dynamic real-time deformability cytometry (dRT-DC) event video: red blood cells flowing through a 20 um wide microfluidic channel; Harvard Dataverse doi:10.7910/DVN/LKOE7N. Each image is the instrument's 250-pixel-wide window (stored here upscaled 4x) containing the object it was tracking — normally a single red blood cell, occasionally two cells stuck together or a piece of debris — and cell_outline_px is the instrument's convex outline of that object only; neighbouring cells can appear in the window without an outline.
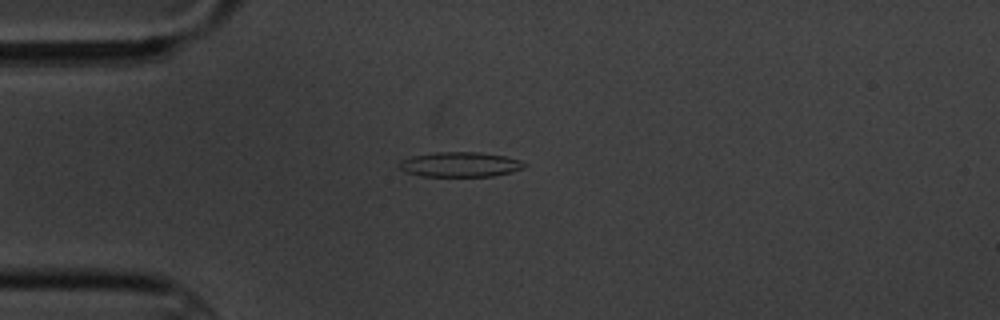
{"species": "common noctule bat (a hibernating species)", "species_latin": "Nyctalus noctula", "temperature_condition": "cold", "stored_images_in_passage": 4, "camera_frame_rate_fps": 3000, "um_per_image_px": 0.085, "animal": {"sex": "male", "body_mass_g": 20.1, "forearm_length_mm": 53.5}, "frame": {"image": 1, "passage_image": 4, "time_ms": 3.333, "image_size_px": [1000, 320], "cell_outline_px": [[528, 164], [524, 168], [492, 176], [420, 176], [408, 172], [400, 168], [400, 160], [412, 156], [436, 152], [480, 152], [504, 156], [520, 160]], "centroid_in_image_um": [39.12, 13.97], "position_along_channel_um": 45.9, "area_um2": 17.98}}